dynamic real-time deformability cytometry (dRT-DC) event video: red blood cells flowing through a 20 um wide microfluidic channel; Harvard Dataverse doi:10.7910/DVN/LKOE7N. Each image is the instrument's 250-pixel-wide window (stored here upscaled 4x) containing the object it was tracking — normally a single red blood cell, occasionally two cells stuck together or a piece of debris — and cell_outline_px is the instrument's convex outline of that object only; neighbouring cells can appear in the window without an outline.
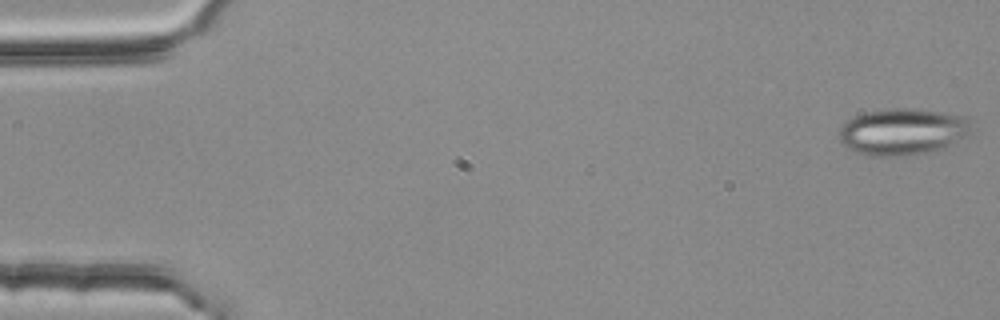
{"species": "common noctule bat (a hibernating species)", "species_latin": "Nyctalus noctula", "temperature_condition": "room temperature", "stored_images_in_passage": 4, "camera_frame_rate_fps": 3000, "um_per_image_px": 0.085, "animal": {"sex": "female", "body_mass_g": 25.1}, "frame": {"image": 1, "passage_image": 1, "time_ms": 0.0, "image_size_px": [1000, 320], "cell_outline_px": [[972, 132], [952, 144], [944, 148], [904, 156], [872, 156], [856, 152], [848, 148], [840, 140], [840, 128], [852, 116], [864, 112], [880, 108], [912, 108], [940, 112], [964, 116], [968, 120]], "centroid_in_image_um": [76.7, 11.18], "position_along_channel_um": 8.3, "area_um2": 35.95}}